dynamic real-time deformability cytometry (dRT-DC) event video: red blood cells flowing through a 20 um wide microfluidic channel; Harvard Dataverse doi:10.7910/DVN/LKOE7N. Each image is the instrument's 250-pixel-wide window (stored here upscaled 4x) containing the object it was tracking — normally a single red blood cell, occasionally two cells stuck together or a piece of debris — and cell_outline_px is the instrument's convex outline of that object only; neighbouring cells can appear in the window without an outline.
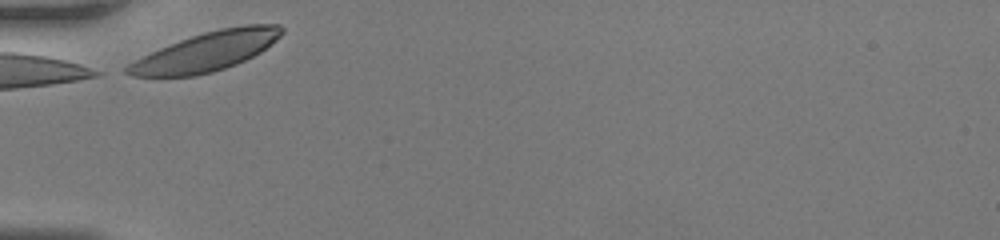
{"species": "human", "species_latin": "Homo sapiens", "temperature_condition": "room temperature", "stored_images_in_passage": 4, "camera_frame_rate_fps": 3000, "um_per_image_px": 0.085, "donor": {"sex": "female"}, "frame": {"image": 1, "passage_image": 1, "time_ms": 0.0, "image_size_px": [1000, 240], "cell_outline_px": [[284, 32], [276, 40], [260, 52], [236, 64], [212, 72], [196, 76], [132, 76], [124, 72], [124, 68], [128, 64], [160, 48], [180, 40], [204, 32], [220, 28], [244, 24], [280, 24], [284, 28]], "centroid_in_image_um": [17.57, 4.37], "position_along_channel_um": 67.4, "area_um2": 34.8}}